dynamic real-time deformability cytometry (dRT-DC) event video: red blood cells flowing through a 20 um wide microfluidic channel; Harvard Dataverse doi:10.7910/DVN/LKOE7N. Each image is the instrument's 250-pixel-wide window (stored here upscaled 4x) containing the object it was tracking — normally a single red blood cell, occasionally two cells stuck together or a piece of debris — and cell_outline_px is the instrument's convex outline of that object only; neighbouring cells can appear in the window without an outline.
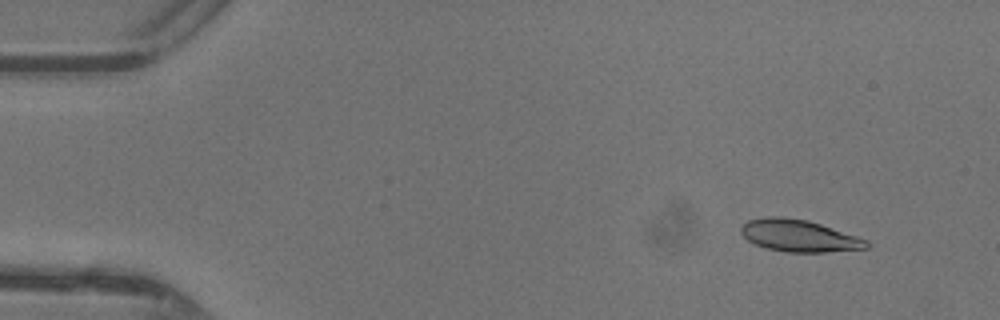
{"species": "common noctule bat (a hibernating species)", "species_latin": "Nyctalus noctula", "temperature_condition": "warm", "stored_images_in_passage": 48, "camera_frame_rate_fps": 3000, "um_per_image_px": 0.085, "animal": {"sex": "female"}, "frame": {"image": 1, "passage_image": 5, "time_ms": 1.333, "image_size_px": [1000, 320], "cell_outline_px": [[868, 248], [824, 252], [788, 252], [768, 248], [756, 244], [748, 240], [740, 232], [740, 228], [748, 220], [768, 216], [784, 216], [808, 220], [868, 240]], "centroid_in_image_um": [67.9, 20.02], "position_along_channel_um": 17.1, "area_um2": 23.18}}
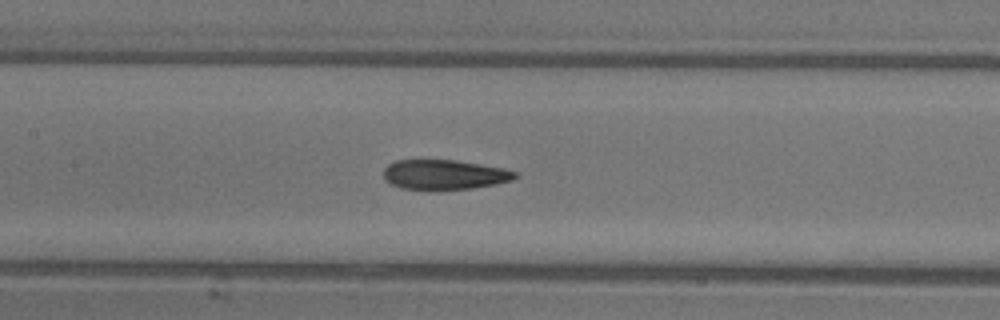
{"frame": {"image": 2, "passage_image": 23, "time_ms": 7.333, "image_size_px": [1000, 320], "cell_outline_px": [[520, 176], [512, 180], [496, 184], [472, 188], [400, 188], [384, 180], [384, 168], [388, 164], [396, 160], [456, 160], [504, 168], [516, 172]], "centroid_in_image_um": [37.79, 14.82], "position_along_channel_um": 169.6, "area_um2": 22.48}}
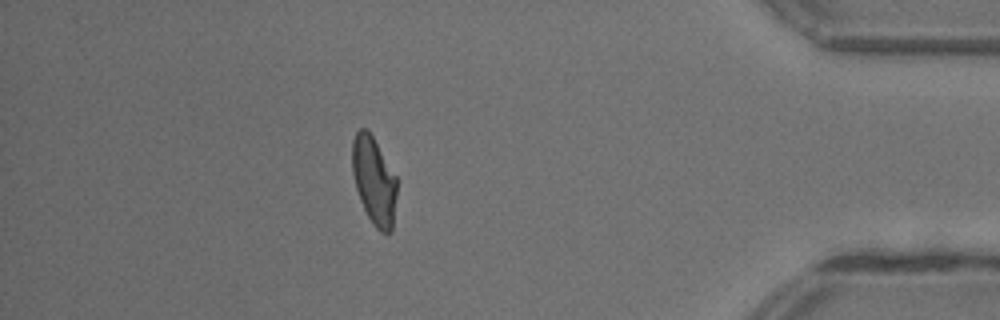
{"frame": {"image": 3, "passage_image": 42, "time_ms": 13.667, "image_size_px": [1000, 320], "cell_outline_px": [[396, 196], [392, 232], [388, 236], [380, 232], [372, 224], [360, 200], [356, 188], [352, 172], [352, 140], [356, 132], [360, 128], [364, 128], [372, 136], [396, 176]], "centroid_in_image_um": [31.79, 15.41], "position_along_channel_um": 403.4, "area_um2": 22.77}, "authors_computed_cell_mechanics": {"area_um2": 23.4379, "velocity_mm_per_s": 4.4006, "shape_relaxation_time_tau1_ms": 7.5302, "shape_relaxation_time_tau2_ms": 1.5946, "deformation_change_tau1": 0.2459, "deformation_change_tau2": 0.0881}}